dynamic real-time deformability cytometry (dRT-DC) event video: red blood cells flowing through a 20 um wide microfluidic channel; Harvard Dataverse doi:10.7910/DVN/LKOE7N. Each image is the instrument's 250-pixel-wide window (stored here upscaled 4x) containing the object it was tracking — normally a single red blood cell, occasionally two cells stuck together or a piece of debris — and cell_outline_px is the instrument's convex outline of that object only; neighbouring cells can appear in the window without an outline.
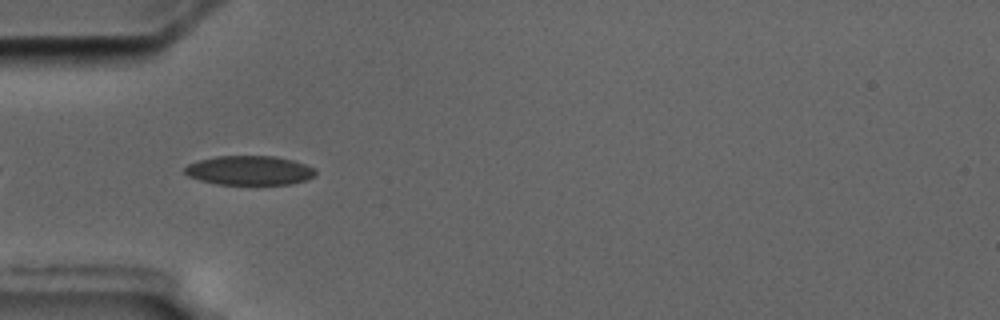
{"species": "common noctule bat (a hibernating species)", "species_latin": "Nyctalus noctula", "temperature_condition": "cold", "stored_images_in_passage": 42, "camera_frame_rate_fps": 3000, "um_per_image_px": 0.085, "animal": {"sex": "male", "body_mass_g": 17.5, "forearm_length_mm": 52.3}, "frame": {"image": 1, "passage_image": 3, "time_ms": 0.667, "image_size_px": [1000, 320], "cell_outline_px": [[316, 172], [312, 176], [304, 180], [292, 184], [252, 188], [216, 184], [200, 180], [188, 176], [184, 172], [184, 168], [188, 164], [200, 160], [216, 156], [272, 156], [292, 160], [316, 168]], "centroid_in_image_um": [21.2, 14.54], "position_along_channel_um": 63.8, "area_um2": 23.24}}
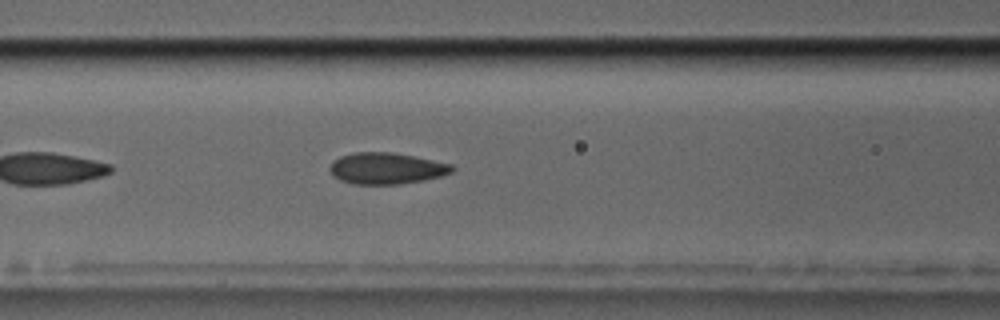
{"frame": {"image": 2, "passage_image": 9, "time_ms": 2.667, "image_size_px": [1000, 320], "cell_outline_px": [[456, 168], [452, 172], [440, 176], [424, 180], [400, 184], [356, 184], [340, 180], [332, 176], [328, 168], [332, 160], [340, 156], [352, 152], [392, 152], [452, 164]], "centroid_in_image_um": [32.8, 14.31], "position_along_channel_um": 133.8, "area_um2": 22.48}}
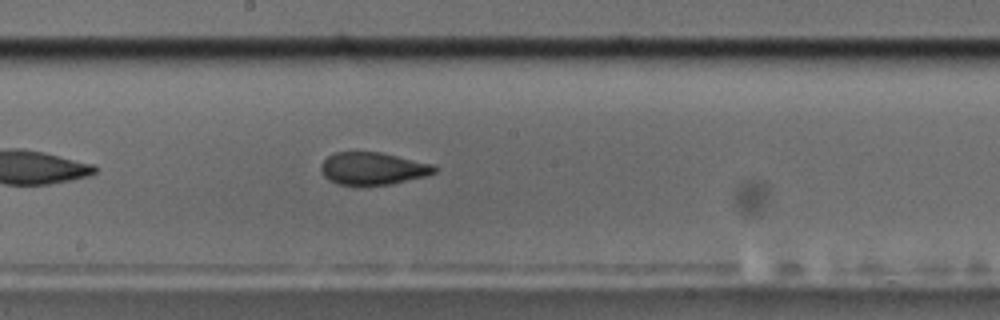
{"frame": {"image": 3, "passage_image": 16, "time_ms": 5.0, "image_size_px": [1000, 320], "cell_outline_px": [[440, 168], [436, 172], [424, 176], [388, 184], [336, 184], [328, 180], [320, 172], [320, 164], [328, 156], [336, 152], [380, 152], [436, 164]], "centroid_in_image_um": [31.7, 14.3], "position_along_channel_um": 216.5, "area_um2": 21.44}, "authors_computed_cell_mechanics": {"area_um2": 22.4842, "velocity_mm_per_s": 3.5624, "shape_relaxation_time_tau1_ms": null, "shape_relaxation_time_tau2_ms": 1.317, "deformation_change_tau1": null, "deformation_change_tau2": 0.0762}}